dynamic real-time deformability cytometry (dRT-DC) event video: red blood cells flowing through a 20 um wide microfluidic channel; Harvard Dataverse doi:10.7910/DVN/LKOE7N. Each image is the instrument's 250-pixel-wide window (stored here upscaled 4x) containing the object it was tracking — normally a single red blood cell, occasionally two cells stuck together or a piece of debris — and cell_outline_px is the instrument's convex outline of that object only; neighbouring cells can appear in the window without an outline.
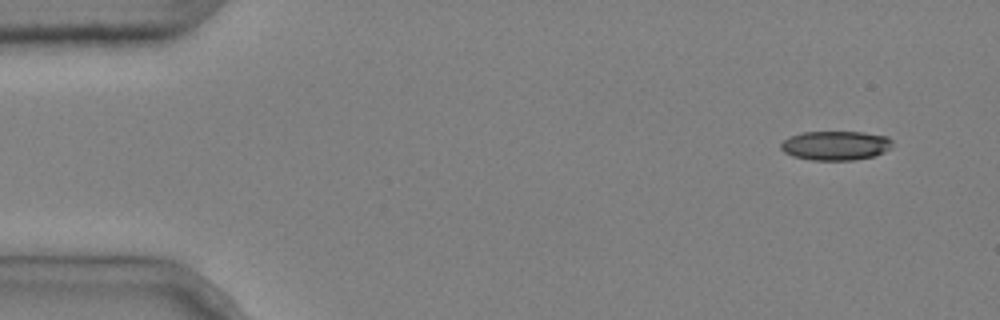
{"species": "common noctule bat (a hibernating species)", "species_latin": "Nyctalus noctula", "temperature_condition": "cold", "stored_images_in_passage": 6, "camera_frame_rate_fps": 3000, "um_per_image_px": 0.085, "animal": {"sex": "male", "body_mass_g": 20.4}, "frame": {"image": 1, "passage_image": 1, "time_ms": 0.0, "image_size_px": [1000, 320], "cell_outline_px": [[892, 144], [884, 152], [876, 156], [852, 160], [812, 160], [792, 156], [784, 152], [780, 148], [780, 144], [784, 140], [792, 136], [804, 132], [864, 132], [888, 136], [892, 140]], "centroid_in_image_um": [71.04, 12.37], "position_along_channel_um": 14.0, "area_um2": 19.02}}
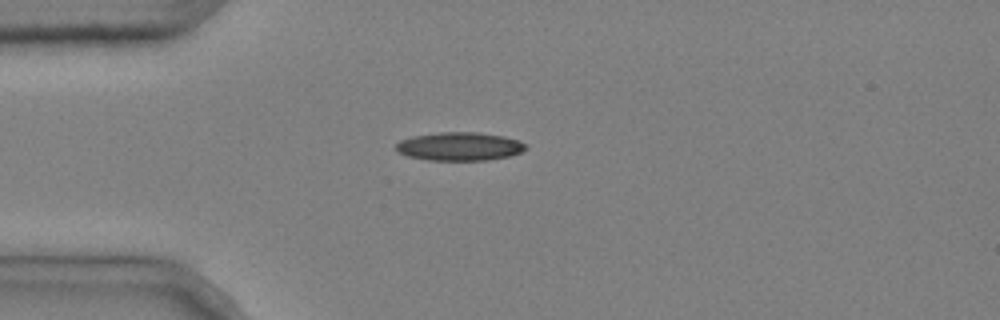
{"frame": {"image": 2, "passage_image": 3, "time_ms": 0.667, "image_size_px": [1000, 320], "cell_outline_px": [[528, 148], [512, 156], [488, 160], [428, 160], [408, 156], [400, 152], [396, 148], [396, 144], [400, 140], [412, 136], [440, 132], [476, 132], [504, 136], [520, 140], [528, 144]], "centroid_in_image_um": [39.12, 12.44], "position_along_channel_um": 45.9, "area_um2": 21.62}}